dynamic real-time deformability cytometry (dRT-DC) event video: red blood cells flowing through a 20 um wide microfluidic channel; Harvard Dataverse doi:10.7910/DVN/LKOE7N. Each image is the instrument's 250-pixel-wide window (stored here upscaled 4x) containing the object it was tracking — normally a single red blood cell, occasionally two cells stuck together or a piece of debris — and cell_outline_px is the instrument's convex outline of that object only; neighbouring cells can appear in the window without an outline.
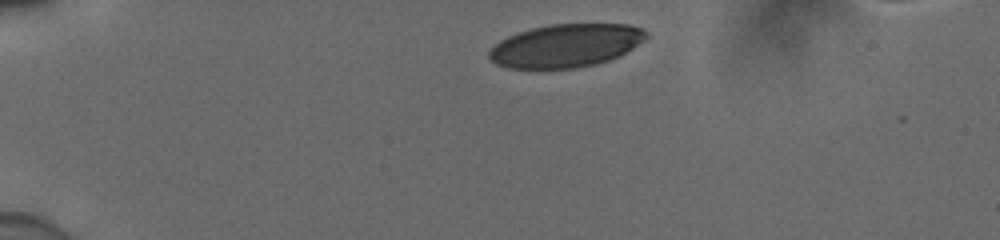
{"species": "human", "species_latin": "Homo sapiens", "temperature_condition": "cold", "stored_images_in_passage": 35, "camera_frame_rate_fps": 3000, "um_per_image_px": 0.085, "donor": {"sex": "male"}, "frame": {"image": 1, "passage_image": 1, "time_ms": 0.0, "image_size_px": [1000, 240], "cell_outline_px": [[648, 36], [644, 40], [620, 56], [596, 64], [576, 68], [508, 68], [496, 64], [488, 56], [488, 52], [500, 40], [516, 32], [548, 24], [628, 24], [644, 28], [648, 32]], "centroid_in_image_um": [48.11, 3.87], "position_along_channel_um": 36.9, "area_um2": 39.59}}
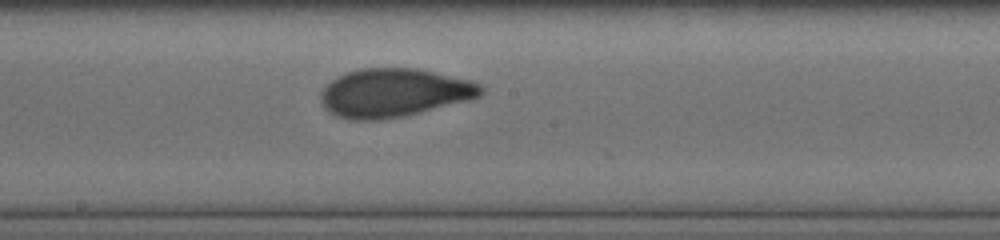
{"frame": {"image": 2, "passage_image": 20, "time_ms": 6.333, "image_size_px": [1000, 240], "cell_outline_px": [[484, 92], [480, 96], [468, 100], [404, 116], [380, 120], [348, 120], [336, 116], [324, 108], [320, 100], [320, 92], [336, 76], [360, 68], [416, 68], [472, 80], [480, 84], [484, 88]], "centroid_in_image_um": [33.47, 7.89], "position_along_channel_um": 214.7, "area_um2": 45.43}}
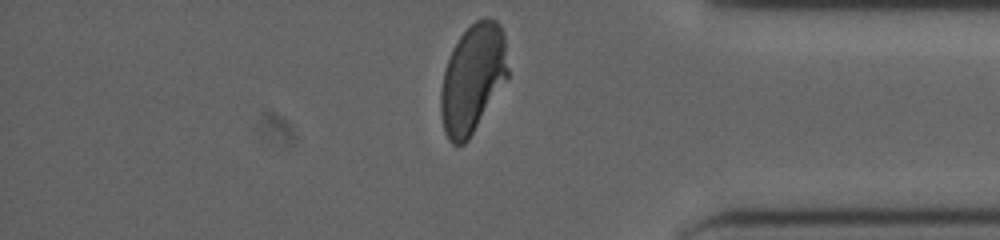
{"frame": {"image": 3, "passage_image": 35, "time_ms": 11.333, "image_size_px": [1000, 240], "cell_outline_px": [[508, 76], [468, 140], [464, 144], [452, 144], [448, 140], [444, 132], [440, 116], [440, 92], [444, 72], [452, 48], [460, 36], [476, 20], [484, 16], [496, 20], [500, 24], [504, 32], [508, 68]], "centroid_in_image_um": [40.16, 6.66], "position_along_channel_um": 395.0, "area_um2": 42.43}, "authors_computed_cell_mechanics": {"area_um2": 43.35, "velocity_mm_per_s": 3.8878, "shape_relaxation_time_tau1_ms": 4.1259, "shape_relaxation_time_tau2_ms": 0.9024, "deformation_change_tau1": 0.1655, "deformation_change_tau2": 0.0647}}